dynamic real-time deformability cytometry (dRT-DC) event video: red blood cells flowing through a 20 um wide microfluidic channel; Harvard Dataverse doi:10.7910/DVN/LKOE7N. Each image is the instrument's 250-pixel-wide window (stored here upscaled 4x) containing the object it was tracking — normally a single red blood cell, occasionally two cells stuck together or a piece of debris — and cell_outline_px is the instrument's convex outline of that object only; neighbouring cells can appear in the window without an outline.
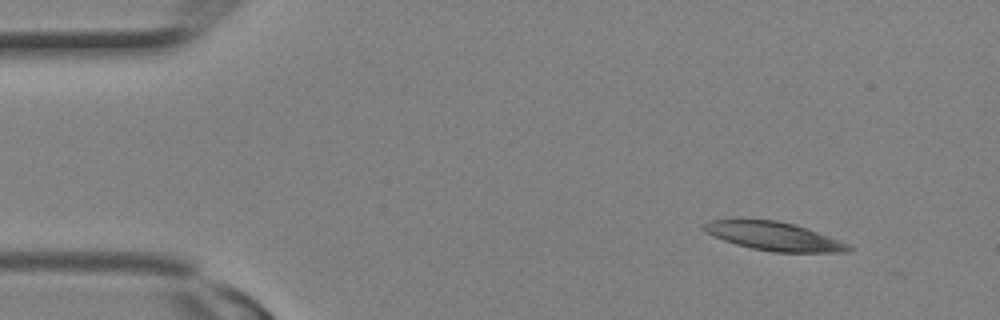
{"species": "Egyptian fruit bat (a non-hibernating species)", "species_latin": "Rousettus aegyptiacus", "temperature_condition": "room temperature", "stored_images_in_passage": 2, "camera_frame_rate_fps": 3000, "um_per_image_px": 0.085, "animal": {"sex": "female"}, "frame": {"image": 1, "passage_image": 1, "time_ms": 0.0, "image_size_px": [1000, 320], "cell_outline_px": [[852, 248], [848, 252], [772, 252], [752, 248], [736, 244], [712, 236], [704, 232], [700, 228], [700, 224], [708, 220], [740, 216], [776, 220], [792, 224], [828, 236], [848, 244]], "centroid_in_image_um": [65.58, 20.02], "position_along_channel_um": 19.4, "area_um2": 24.74}}
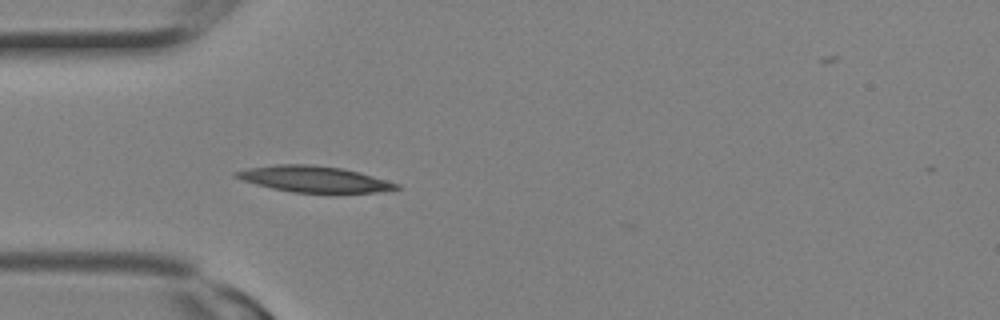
{"frame": {"image": 2, "passage_image": 2, "time_ms": 0.333, "image_size_px": [1000, 320], "cell_outline_px": [[400, 188], [376, 192], [292, 192], [272, 188], [256, 184], [232, 176], [232, 172], [248, 168], [276, 164], [312, 164], [340, 168], [372, 176], [400, 184]], "centroid_in_image_um": [26.63, 15.21], "position_along_channel_um": 58.4, "area_um2": 23.99}}